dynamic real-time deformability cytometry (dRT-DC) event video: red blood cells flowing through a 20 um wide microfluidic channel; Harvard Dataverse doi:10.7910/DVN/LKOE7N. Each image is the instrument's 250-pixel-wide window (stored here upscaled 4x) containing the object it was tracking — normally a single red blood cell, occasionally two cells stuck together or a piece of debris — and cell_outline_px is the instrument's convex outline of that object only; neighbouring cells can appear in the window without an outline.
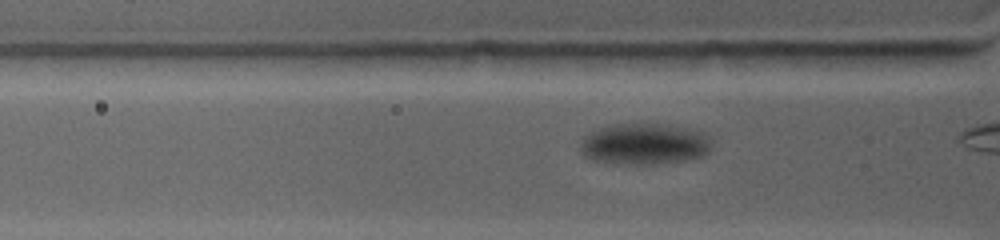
{"species": "common noctule bat (a hibernating species)", "species_latin": "Nyctalus noctula", "temperature_condition": "warm", "stored_images_in_passage": 5, "camera_frame_rate_fps": 4500, "um_per_image_px": 0.085, "animal": {"sex": "female", "body_mass_g": 19.0, "forearm_length_mm": 53.3}, "frame": {"image": 1, "passage_image": 4, "time_ms": 1.111, "image_size_px": [1000, 240], "cell_outline_px": [[708, 148], [704, 156], [684, 160], [644, 164], [628, 164], [596, 160], [584, 156], [580, 148], [580, 144], [584, 136], [588, 132], [600, 128], [616, 124], [656, 124], [684, 128], [704, 132], [708, 136]], "centroid_in_image_um": [54.72, 12.23], "position_along_channel_um": 71.1, "area_um2": 30.81}}